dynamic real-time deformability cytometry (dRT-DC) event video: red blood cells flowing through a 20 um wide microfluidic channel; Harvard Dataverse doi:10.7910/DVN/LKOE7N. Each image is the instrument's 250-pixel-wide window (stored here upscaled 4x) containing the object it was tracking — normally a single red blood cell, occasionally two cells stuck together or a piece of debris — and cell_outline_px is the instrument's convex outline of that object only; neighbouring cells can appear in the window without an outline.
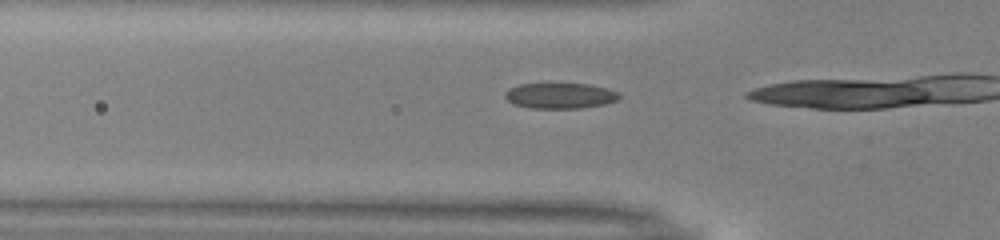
{"species": "common noctule bat (a hibernating species)", "species_latin": "Nyctalus noctula", "temperature_condition": "warm", "stored_images_in_passage": 4, "camera_frame_rate_fps": 3000, "um_per_image_px": 0.085, "animal": {"sex": "male", "body_mass_g": 13.0, "forearm_length_mm": 53.1}, "frame": {"image": 1, "passage_image": 2, "time_ms": 0.333, "image_size_px": [1000, 240], "cell_outline_px": [[620, 96], [616, 100], [604, 104], [580, 108], [528, 108], [512, 104], [504, 96], [504, 92], [520, 84], [588, 84], [604, 88], [616, 92]], "centroid_in_image_um": [47.55, 8.15], "position_along_channel_um": 78.3, "area_um2": 16.76}}